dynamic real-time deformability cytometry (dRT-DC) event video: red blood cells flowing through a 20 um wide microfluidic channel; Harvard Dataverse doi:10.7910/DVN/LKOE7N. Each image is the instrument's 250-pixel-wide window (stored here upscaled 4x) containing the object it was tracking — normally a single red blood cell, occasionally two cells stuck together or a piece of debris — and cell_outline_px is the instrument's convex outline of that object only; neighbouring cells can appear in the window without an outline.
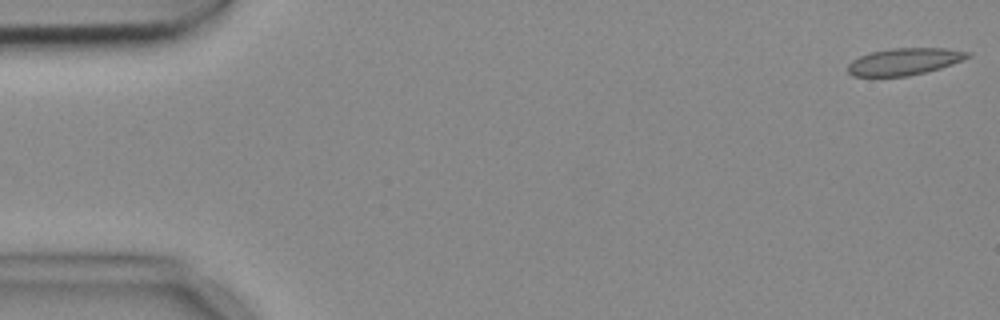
{"species": "common noctule bat (a hibernating species)", "species_latin": "Nyctalus noctula", "temperature_condition": "cold", "stored_images_in_passage": 54, "camera_frame_rate_fps": 3000, "um_per_image_px": 0.085, "animal": {"sex": "female", "body_mass_g": 18.4}, "frame": {"image": 1, "passage_image": 1, "time_ms": 0.0, "image_size_px": [1000, 320], "cell_outline_px": [[972, 56], [952, 64], [940, 68], [908, 76], [852, 76], [848, 72], [848, 64], [852, 60], [860, 56], [872, 52], [892, 48], [948, 48], [972, 52]], "centroid_in_image_um": [76.9, 5.22], "position_along_channel_um": 8.1, "area_um2": 18.79}}
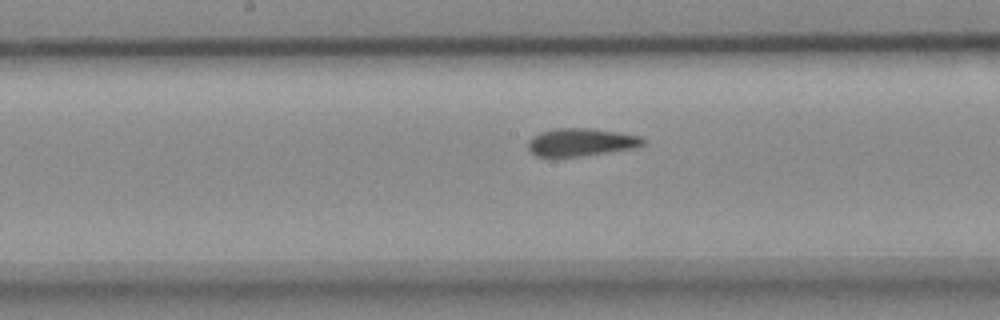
{"frame": {"image": 2, "passage_image": 27, "time_ms": 8.667, "image_size_px": [1000, 320], "cell_outline_px": [[644, 144], [636, 148], [580, 156], [548, 160], [536, 156], [528, 152], [528, 140], [532, 136], [540, 132], [552, 128], [592, 128], [640, 136], [644, 140]], "centroid_in_image_um": [49.27, 12.12], "position_along_channel_um": 198.9, "area_um2": 19.31}}
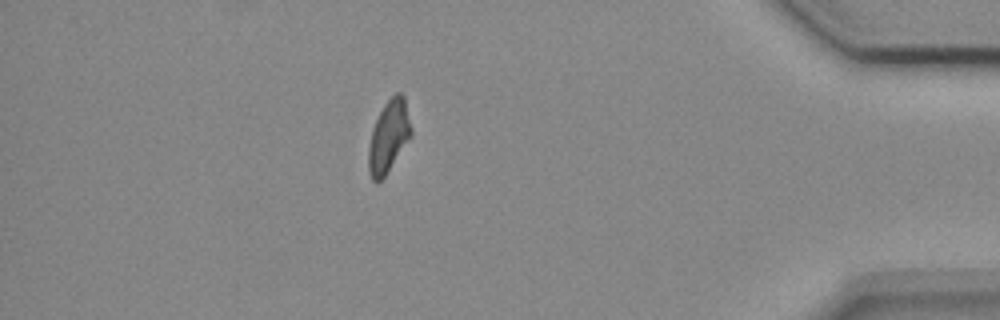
{"frame": {"image": 3, "passage_image": 47, "time_ms": 15.333, "image_size_px": [1000, 320], "cell_outline_px": [[412, 136], [384, 176], [376, 184], [372, 180], [368, 172], [368, 148], [372, 128], [384, 104], [396, 92], [400, 92], [404, 96], [412, 128]], "centroid_in_image_um": [33.03, 11.6], "position_along_channel_um": 402.2, "area_um2": 17.92}}